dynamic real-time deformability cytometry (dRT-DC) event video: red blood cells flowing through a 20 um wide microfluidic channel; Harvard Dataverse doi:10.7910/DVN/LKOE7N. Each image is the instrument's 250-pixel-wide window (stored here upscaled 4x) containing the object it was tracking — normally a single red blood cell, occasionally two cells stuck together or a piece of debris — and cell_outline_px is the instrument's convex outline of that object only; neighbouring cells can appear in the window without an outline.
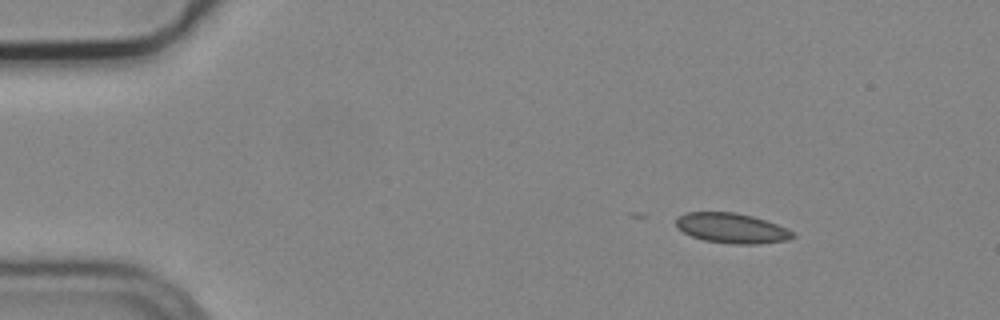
{"species": "common noctule bat (a hibernating species)", "species_latin": "Nyctalus noctula", "temperature_condition": "cold", "stored_images_in_passage": 8, "camera_frame_rate_fps": 3000, "um_per_image_px": 0.085, "animal": {"sex": "male", "body_mass_g": 19.2, "forearm_length_mm": 51.8}, "frame": {"image": 1, "passage_image": 1, "time_ms": 0.0, "image_size_px": [1000, 320], "cell_outline_px": [[796, 236], [788, 240], [760, 244], [736, 244], [704, 240], [692, 236], [684, 232], [676, 224], [676, 220], [684, 212], [736, 212], [752, 216], [776, 224], [792, 232]], "centroid_in_image_um": [62.2, 19.39], "position_along_channel_um": 22.8, "area_um2": 20.17}}
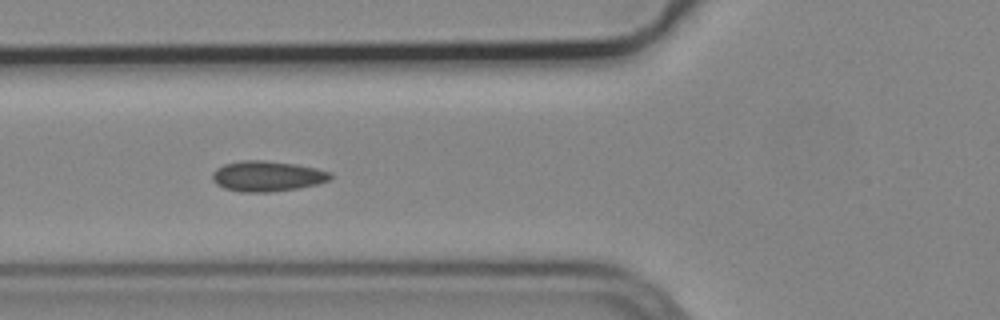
{"frame": {"image": 2, "passage_image": 5, "time_ms": 1.333, "image_size_px": [1000, 320], "cell_outline_px": [[332, 176], [328, 180], [316, 184], [300, 188], [268, 192], [240, 192], [224, 188], [216, 184], [212, 180], [212, 172], [216, 168], [224, 164], [240, 160], [264, 160], [296, 164], [316, 168], [332, 172]], "centroid_in_image_um": [22.68, 14.97], "position_along_channel_um": 103.1, "area_um2": 21.1}}
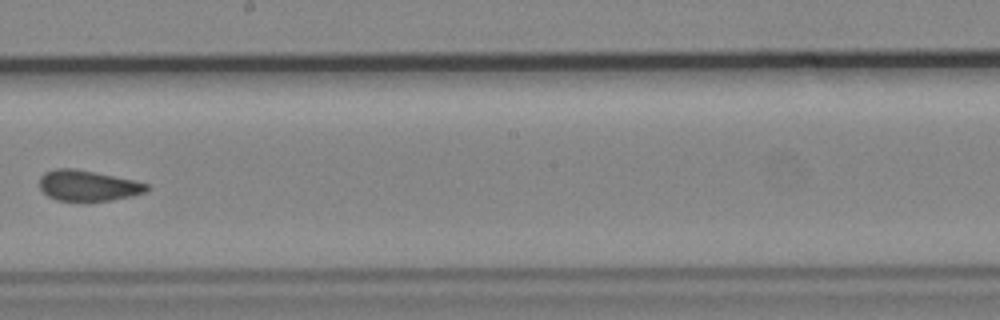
{"frame": {"image": 3, "passage_image": 8, "time_ms": 2.333, "image_size_px": [1000, 320], "cell_outline_px": [[152, 188], [144, 192], [112, 200], [56, 200], [48, 196], [40, 188], [40, 176], [44, 172], [56, 168], [76, 168], [132, 180], [148, 184]], "centroid_in_image_um": [7.44, 15.76], "position_along_channel_um": 240.8, "area_um2": 18.9}}